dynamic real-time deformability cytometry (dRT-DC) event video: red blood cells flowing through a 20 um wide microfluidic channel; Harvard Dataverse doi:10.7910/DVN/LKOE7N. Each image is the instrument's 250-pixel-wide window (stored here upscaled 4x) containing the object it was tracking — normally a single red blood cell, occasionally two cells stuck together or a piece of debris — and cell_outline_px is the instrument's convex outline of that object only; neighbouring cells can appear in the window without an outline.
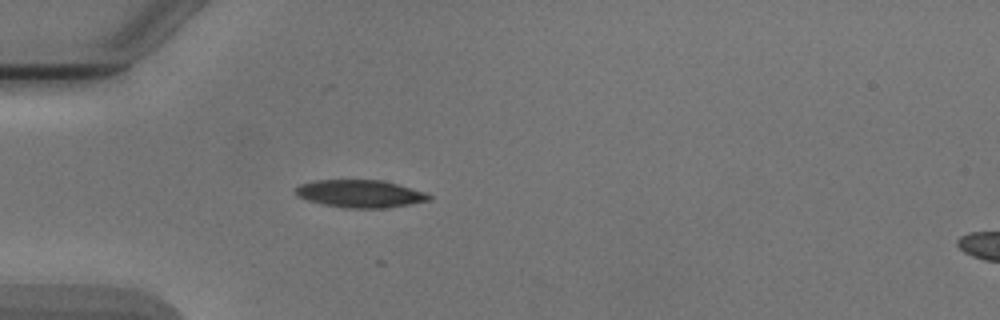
{"species": "Egyptian fruit bat (a non-hibernating species)", "species_latin": "Rousettus aegyptiacus", "temperature_condition": "cold", "stored_images_in_passage": 4, "camera_frame_rate_fps": 3000, "um_per_image_px": 0.085, "animal": {"sex": "male"}, "frame": {"image": 1, "passage_image": 4, "time_ms": 3.333, "image_size_px": [1000, 320], "cell_outline_px": [[432, 196], [428, 200], [408, 204], [384, 208], [344, 208], [324, 204], [308, 200], [300, 196], [296, 192], [296, 188], [300, 184], [316, 180], [380, 180], [396, 184], [424, 192]], "centroid_in_image_um": [30.59, 16.46], "position_along_channel_um": 54.4, "area_um2": 20.98}}